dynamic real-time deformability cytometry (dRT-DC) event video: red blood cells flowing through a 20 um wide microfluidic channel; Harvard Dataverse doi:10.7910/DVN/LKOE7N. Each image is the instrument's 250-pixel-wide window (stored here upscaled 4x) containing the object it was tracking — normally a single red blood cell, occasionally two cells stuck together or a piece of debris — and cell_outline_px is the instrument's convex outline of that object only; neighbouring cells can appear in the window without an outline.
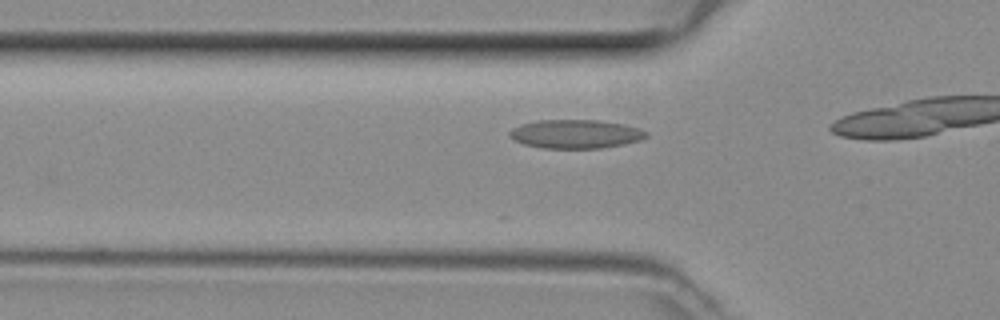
{"species": "common noctule bat (a hibernating species)", "species_latin": "Nyctalus noctula", "temperature_condition": "room temperature", "stored_images_in_passage": 6, "camera_frame_rate_fps": 3000, "um_per_image_px": 0.085, "animal": {"sex": "female", "body_mass_g": 29.2, "forearm_length_mm": 56.3}, "frame": {"image": 1, "passage_image": 2, "time_ms": 0.333, "image_size_px": [1000, 320], "cell_outline_px": [[648, 136], [640, 140], [624, 144], [600, 148], [544, 148], [524, 144], [508, 136], [508, 132], [512, 128], [520, 124], [536, 120], [600, 120], [624, 124], [640, 128], [648, 132]], "centroid_in_image_um": [48.93, 11.38], "position_along_channel_um": 76.9, "area_um2": 23.0}}
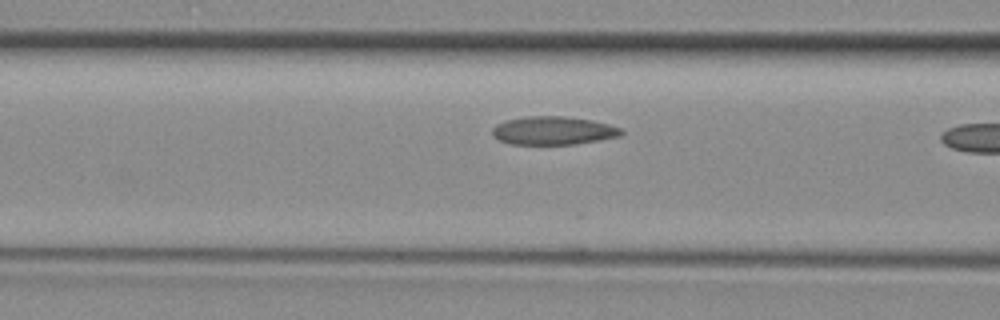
{"frame": {"image": 2, "passage_image": 5, "time_ms": 1.333, "image_size_px": [1000, 320], "cell_outline_px": [[624, 132], [620, 136], [600, 140], [576, 144], [512, 144], [500, 140], [492, 136], [492, 128], [496, 124], [508, 120], [524, 116], [564, 116], [592, 120], [608, 124], [620, 128]], "centroid_in_image_um": [47.02, 11.1], "position_along_channel_um": 119.6, "area_um2": 21.27}}